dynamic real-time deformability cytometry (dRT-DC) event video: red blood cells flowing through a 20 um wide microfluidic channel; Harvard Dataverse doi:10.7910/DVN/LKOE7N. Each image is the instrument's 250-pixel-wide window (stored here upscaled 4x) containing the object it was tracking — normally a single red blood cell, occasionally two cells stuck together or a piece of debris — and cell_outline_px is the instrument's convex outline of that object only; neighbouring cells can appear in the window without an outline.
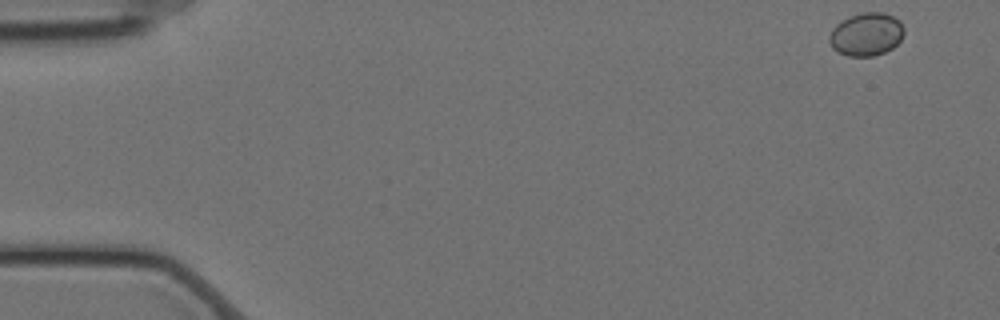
{"species": "Egyptian fruit bat (a non-hibernating species)", "species_latin": "Rousettus aegyptiacus", "temperature_condition": "cold", "stored_images_in_passage": 56, "camera_frame_rate_fps": 3000, "um_per_image_px": 0.085, "animal": {"sex": "female"}, "frame": {"image": 1, "passage_image": 1, "time_ms": 0.0, "image_size_px": [1000, 320], "cell_outline_px": [[904, 32], [900, 40], [892, 48], [884, 52], [872, 56], [848, 56], [836, 52], [832, 48], [828, 40], [828, 36], [832, 28], [836, 24], [852, 16], [864, 12], [884, 12], [900, 20], [904, 28]], "centroid_in_image_um": [73.62, 2.92], "position_along_channel_um": 11.4, "area_um2": 18.79}}
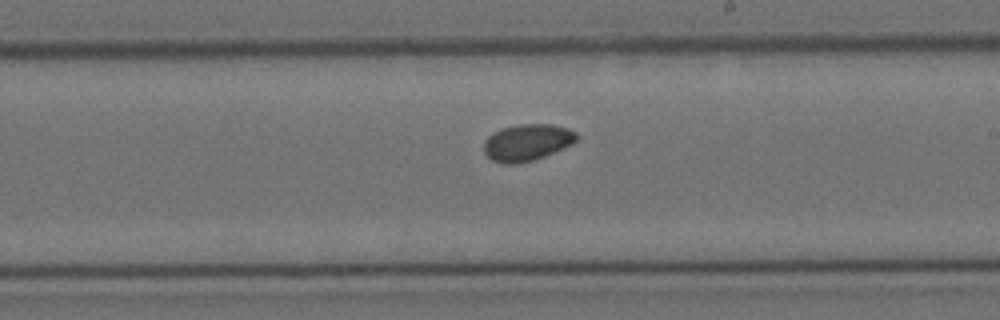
{"frame": {"image": 2, "passage_image": 32, "time_ms": 10.333, "image_size_px": [1000, 320], "cell_outline_px": [[580, 136], [572, 144], [544, 156], [532, 160], [516, 164], [500, 164], [492, 160], [484, 152], [484, 140], [488, 136], [500, 128], [520, 124], [552, 124], [568, 128], [576, 132]], "centroid_in_image_um": [44.8, 12.1], "position_along_channel_um": 244.2, "area_um2": 19.94}}
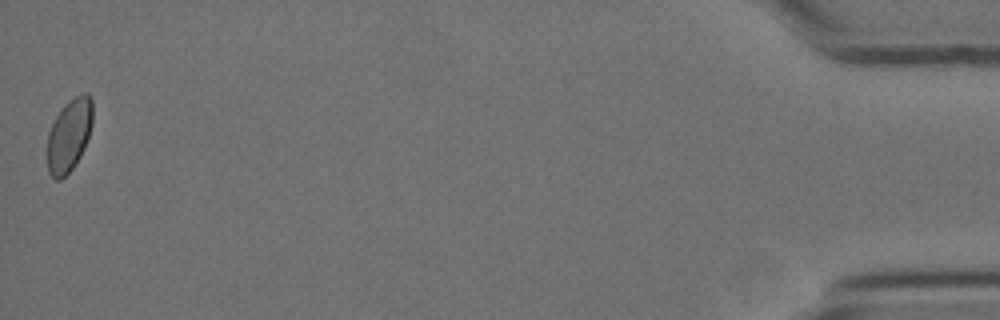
{"frame": {"image": 3, "passage_image": 56, "time_ms": 18.333, "image_size_px": [1000, 320], "cell_outline_px": [[92, 124], [84, 148], [80, 156], [72, 168], [60, 180], [56, 180], [48, 172], [48, 132], [56, 116], [64, 104], [68, 100], [84, 92], [88, 92], [92, 100]], "centroid_in_image_um": [5.88, 11.46], "position_along_channel_um": 429.3, "area_um2": 19.07}, "authors_computed_cell_mechanics": {"area_um2": 19.1607, "velocity_mm_per_s": 3.4919, "shape_relaxation_time_tau1_ms": 3.3408, "shape_relaxation_time_tau2_ms": null, "deformation_change_tau1": 0.0405, "deformation_change_tau2": null}}